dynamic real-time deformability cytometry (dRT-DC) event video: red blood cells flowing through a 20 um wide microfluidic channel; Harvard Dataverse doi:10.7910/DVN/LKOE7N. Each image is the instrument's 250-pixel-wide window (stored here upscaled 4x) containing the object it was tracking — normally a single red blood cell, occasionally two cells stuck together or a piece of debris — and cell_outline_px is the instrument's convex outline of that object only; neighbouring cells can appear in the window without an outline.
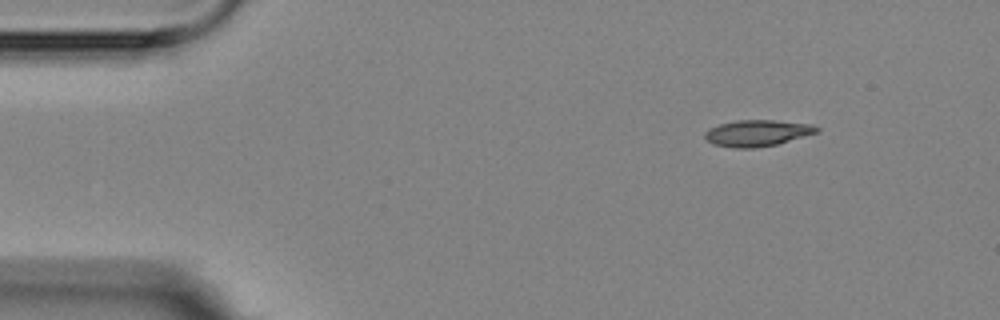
{"species": "Egyptian fruit bat (a non-hibernating species)", "species_latin": "Rousettus aegyptiacus", "temperature_condition": "room temperature", "stored_images_in_passage": 15, "camera_frame_rate_fps": 3000, "um_per_image_px": 0.085, "animal": {"sex": "female"}, "frame": {"image": 1, "passage_image": 1, "time_ms": 0.0, "image_size_px": [1000, 320], "cell_outline_px": [[820, 128], [816, 132], [776, 144], [752, 148], [736, 148], [712, 144], [704, 136], [704, 132], [708, 128], [720, 124], [736, 120], [776, 120], [812, 124]], "centroid_in_image_um": [64.32, 11.3], "position_along_channel_um": 20.7, "area_um2": 16.99}}
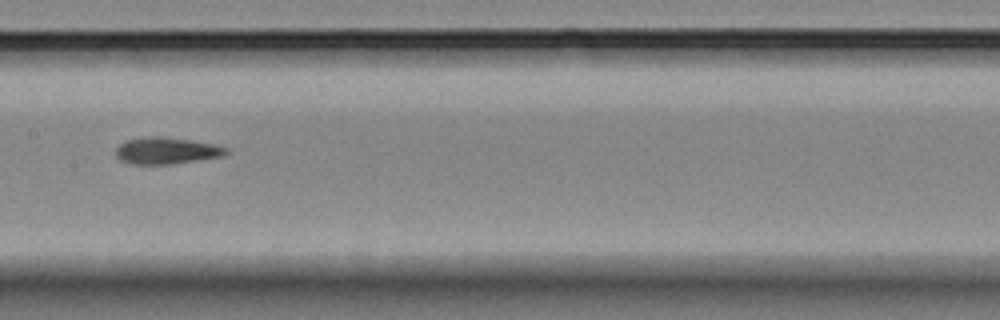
{"frame": {"image": 2, "passage_image": 7, "time_ms": 7.0, "image_size_px": [1000, 320], "cell_outline_px": [[228, 152], [224, 156], [172, 164], [132, 164], [120, 160], [116, 156], [116, 148], [124, 140], [140, 136], [160, 136], [188, 140], [212, 144], [228, 148]], "centroid_in_image_um": [14.1, 12.8], "position_along_channel_um": 193.3, "area_um2": 17.22}}
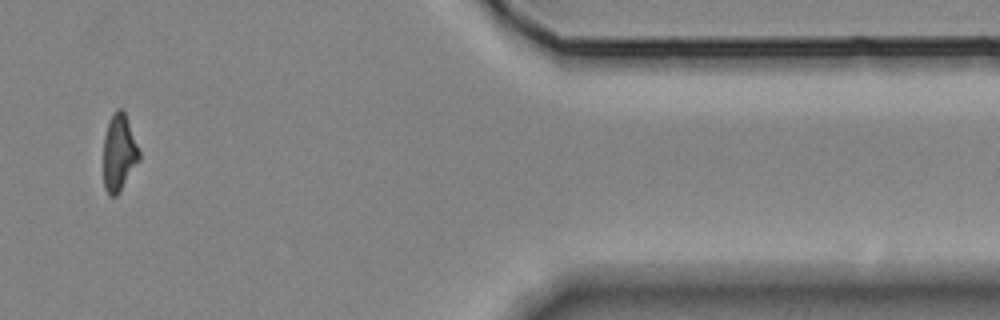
{"frame": {"image": 3, "passage_image": 13, "time_ms": 14.0, "image_size_px": [1000, 320], "cell_outline_px": [[140, 160], [120, 192], [116, 196], [108, 196], [104, 188], [104, 136], [112, 112], [116, 108], [120, 108], [124, 112], [140, 148]], "centroid_in_image_um": [10.13, 13.0], "position_along_channel_um": 401.3, "area_um2": 16.24}, "authors_computed_cell_mechanics": {"area_um2": 16.762, "velocity_mm_per_s": 3.5638, "shape_relaxation_time_tau1_ms": 6.6725, "shape_relaxation_time_tau2_ms": 2.9937, "deformation_change_tau1": 0.1712, "deformation_change_tau2": 0.0986}}